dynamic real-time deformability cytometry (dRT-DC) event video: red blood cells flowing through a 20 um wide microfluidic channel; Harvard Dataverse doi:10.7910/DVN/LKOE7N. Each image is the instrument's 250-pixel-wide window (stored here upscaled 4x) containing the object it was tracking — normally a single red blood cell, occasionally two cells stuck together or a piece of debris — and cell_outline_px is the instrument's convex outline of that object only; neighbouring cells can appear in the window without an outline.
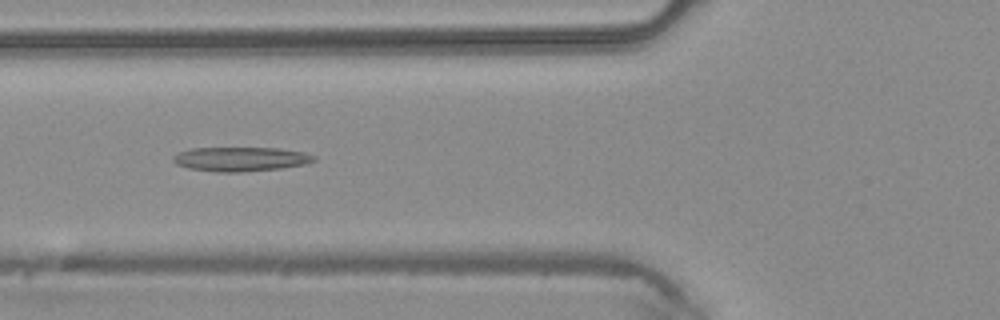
{"species": "common noctule bat (a hibernating species)", "species_latin": "Nyctalus noctula", "temperature_condition": "warm", "stored_images_in_passage": 4, "camera_frame_rate_fps": 3000, "um_per_image_px": 0.085, "animal": {"sex": "male", "body_mass_g": 20.4}, "frame": {"image": 1, "passage_image": 4, "time_ms": 1.0, "image_size_px": [1000, 320], "cell_outline_px": [[316, 160], [304, 164], [280, 168], [240, 172], [216, 172], [188, 168], [176, 164], [172, 160], [172, 156], [180, 152], [192, 148], [280, 148], [304, 152], [316, 156]], "centroid_in_image_um": [20.45, 13.52], "position_along_channel_um": 105.4, "area_um2": 19.88}}